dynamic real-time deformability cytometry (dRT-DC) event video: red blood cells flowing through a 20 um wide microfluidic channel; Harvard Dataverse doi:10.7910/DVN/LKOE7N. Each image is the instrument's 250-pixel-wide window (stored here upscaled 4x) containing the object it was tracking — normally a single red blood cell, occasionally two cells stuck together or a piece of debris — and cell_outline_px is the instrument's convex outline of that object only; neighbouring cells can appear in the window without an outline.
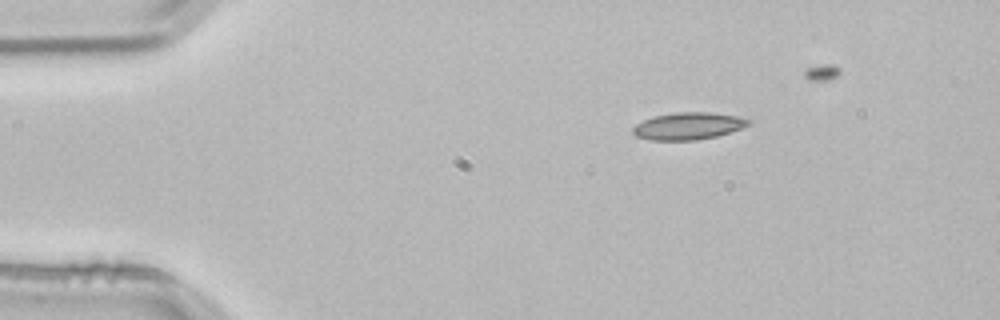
{"species": "common noctule bat (a hibernating species)", "species_latin": "Nyctalus noctula", "temperature_condition": "room temperature", "stored_images_in_passage": 2, "camera_frame_rate_fps": 3000, "um_per_image_px": 0.085, "animal": {"sex": "male", "body_mass_g": 21.5, "forearm_length_mm": 52.0}, "frame": {"image": 1, "passage_image": 1, "time_ms": 0.0, "image_size_px": [1000, 320], "cell_outline_px": [[752, 124], [716, 136], [696, 140], [652, 140], [636, 136], [632, 132], [632, 128], [636, 124], [652, 116], [676, 112], [712, 112], [736, 116], [752, 120]], "centroid_in_image_um": [58.49, 10.7], "position_along_channel_um": 26.5, "area_um2": 18.26}}